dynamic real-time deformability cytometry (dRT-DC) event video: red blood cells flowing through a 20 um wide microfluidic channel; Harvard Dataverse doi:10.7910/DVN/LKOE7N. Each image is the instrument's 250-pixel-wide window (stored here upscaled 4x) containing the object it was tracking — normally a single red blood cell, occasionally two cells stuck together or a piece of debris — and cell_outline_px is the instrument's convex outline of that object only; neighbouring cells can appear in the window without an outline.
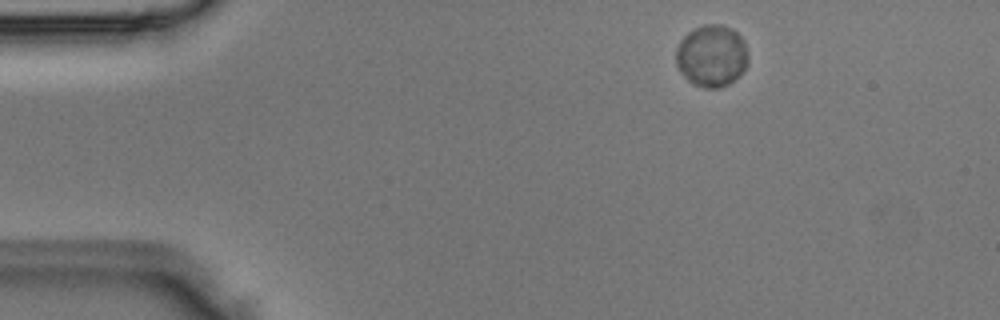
{"species": "Egyptian fruit bat (a non-hibernating species)", "species_latin": "Rousettus aegyptiacus", "temperature_condition": "room temperature", "stored_images_in_passage": 2, "camera_frame_rate_fps": 3000, "um_per_image_px": 0.085, "animal": {"sex": "male"}, "frame": {"image": 1, "passage_image": 1, "time_ms": 0.0, "image_size_px": [1000, 320], "cell_outline_px": [[748, 64], [728, 84], [720, 88], [704, 88], [688, 80], [680, 72], [676, 64], [676, 48], [680, 40], [688, 32], [704, 24], [720, 24], [732, 28], [744, 40], [748, 52]], "centroid_in_image_um": [60.48, 4.73], "position_along_channel_um": 24.5, "area_um2": 26.01}}